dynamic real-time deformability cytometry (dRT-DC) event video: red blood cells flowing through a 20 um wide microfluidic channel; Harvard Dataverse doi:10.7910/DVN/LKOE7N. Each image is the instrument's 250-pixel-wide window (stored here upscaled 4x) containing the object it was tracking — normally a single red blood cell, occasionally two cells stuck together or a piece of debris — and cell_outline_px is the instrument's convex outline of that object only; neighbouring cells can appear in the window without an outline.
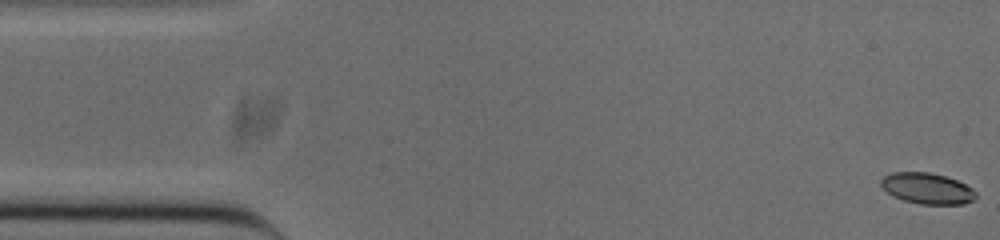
{"species": "common noctule bat (a hibernating species)", "species_latin": "Nyctalus noctula", "temperature_condition": "cold", "stored_images_in_passage": 52, "camera_frame_rate_fps": 3000, "um_per_image_px": 0.085, "animal": {"sex": "male", "body_mass_g": 20.0, "forearm_length_mm": 53.3}, "frame": {"image": 1, "passage_image": 1, "time_ms": 0.0, "image_size_px": [1000, 240], "cell_outline_px": [[976, 196], [972, 200], [964, 204], [920, 204], [904, 200], [892, 196], [880, 184], [880, 180], [884, 176], [892, 172], [928, 172], [944, 176], [956, 180], [972, 188], [976, 192]], "centroid_in_image_um": [78.79, 16.01], "position_along_channel_um": 6.2, "area_um2": 16.99}}
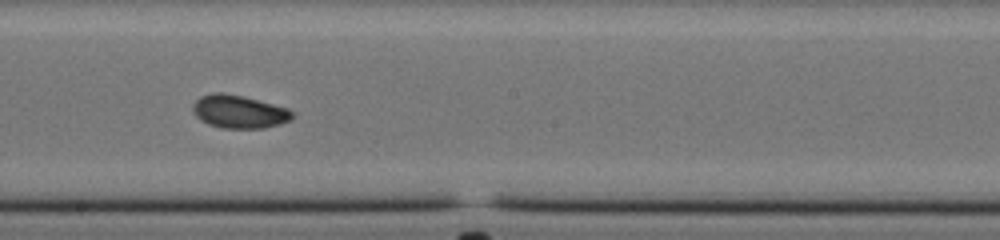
{"frame": {"image": 2, "passage_image": 28, "time_ms": 9.0, "image_size_px": [1000, 240], "cell_outline_px": [[292, 120], [280, 124], [264, 128], [224, 128], [208, 124], [200, 120], [192, 112], [192, 104], [200, 96], [212, 92], [220, 92], [244, 96], [288, 108], [292, 112]], "centroid_in_image_um": [20.29, 9.48], "position_along_channel_um": 227.9, "area_um2": 19.31}}
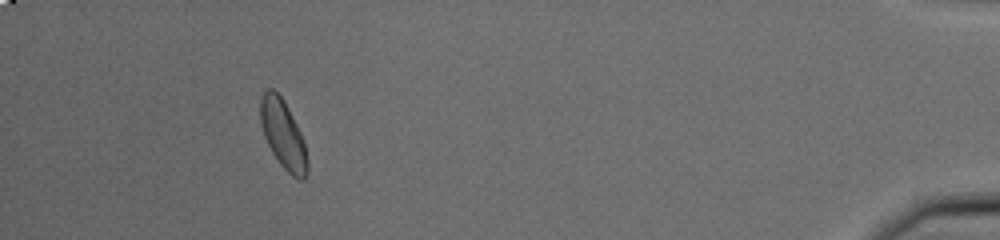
{"frame": {"image": 3, "passage_image": 48, "time_ms": 15.667, "image_size_px": [1000, 240], "cell_outline_px": [[308, 172], [304, 180], [300, 180], [292, 176], [280, 164], [272, 152], [264, 136], [260, 124], [260, 100], [264, 92], [268, 88], [272, 88], [284, 100], [304, 140], [308, 160]], "centroid_in_image_um": [24.07, 11.45], "position_along_channel_um": 411.1, "area_um2": 18.79}, "authors_computed_cell_mechanics": {"area_um2": 18.3226, "velocity_mm_per_s": 3.8479, "shape_relaxation_time_tau1_ms": 5.1982, "shape_relaxation_time_tau2_ms": 5.4021, "deformation_change_tau1": 0.13, "deformation_change_tau2": 0.0751}}